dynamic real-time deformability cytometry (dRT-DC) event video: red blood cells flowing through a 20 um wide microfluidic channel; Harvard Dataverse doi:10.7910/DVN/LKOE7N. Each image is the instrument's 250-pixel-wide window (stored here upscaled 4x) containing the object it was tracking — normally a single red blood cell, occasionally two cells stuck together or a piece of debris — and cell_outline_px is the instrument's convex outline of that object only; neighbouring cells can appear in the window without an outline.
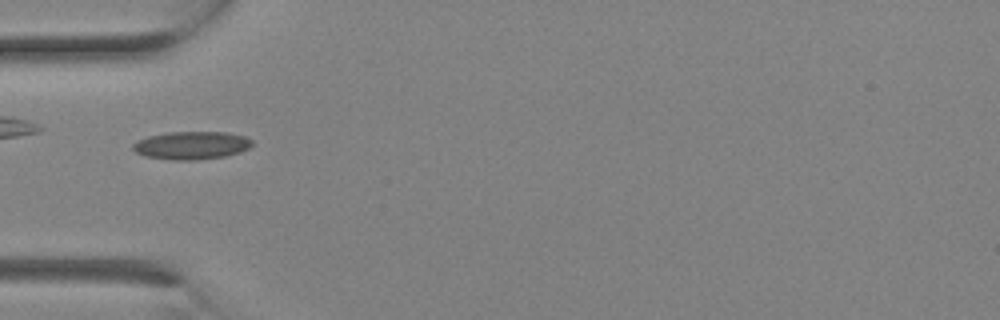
{"species": "Egyptian fruit bat (a non-hibernating species)", "species_latin": "Rousettus aegyptiacus", "temperature_condition": "room temperature", "stored_images_in_passage": 3, "camera_frame_rate_fps": 3000, "um_per_image_px": 0.085, "animal": {"sex": "female"}, "frame": {"image": 1, "passage_image": 3, "time_ms": 0.667, "image_size_px": [1000, 320], "cell_outline_px": [[252, 144], [248, 148], [240, 152], [224, 156], [196, 160], [172, 160], [144, 156], [136, 152], [132, 148], [132, 144], [136, 140], [148, 136], [168, 132], [228, 132], [244, 136], [252, 140]], "centroid_in_image_um": [16.25, 12.35], "position_along_channel_um": 68.8, "area_um2": 19.48}}